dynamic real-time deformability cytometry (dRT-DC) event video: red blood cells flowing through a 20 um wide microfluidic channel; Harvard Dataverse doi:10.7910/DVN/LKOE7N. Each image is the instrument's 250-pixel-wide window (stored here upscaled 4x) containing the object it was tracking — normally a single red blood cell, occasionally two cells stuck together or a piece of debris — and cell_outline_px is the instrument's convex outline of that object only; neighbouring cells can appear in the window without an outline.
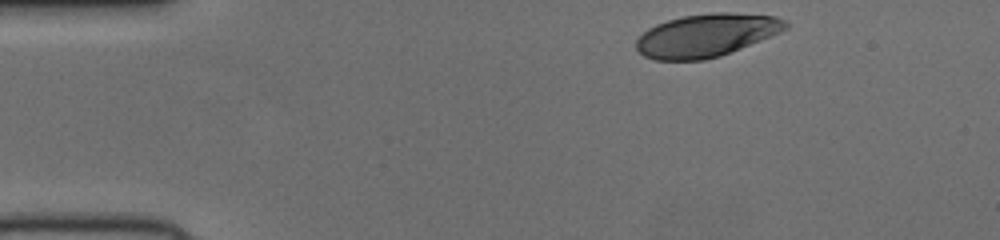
{"species": "human", "species_latin": "Homo sapiens", "temperature_condition": "cold", "stored_images_in_passage": 36, "camera_frame_rate_fps": 3000, "um_per_image_px": 0.085, "donor": {"sex": "female"}, "frame": {"image": 1, "passage_image": 1, "time_ms": 0.0, "image_size_px": [1000, 240], "cell_outline_px": [[788, 28], [780, 32], [720, 56], [704, 60], [652, 60], [644, 56], [636, 48], [636, 40], [648, 28], [656, 24], [668, 20], [684, 16], [712, 12], [732, 12], [776, 16], [784, 20], [788, 24]], "centroid_in_image_um": [60.03, 3.0], "position_along_channel_um": 25.0, "area_um2": 37.28}}
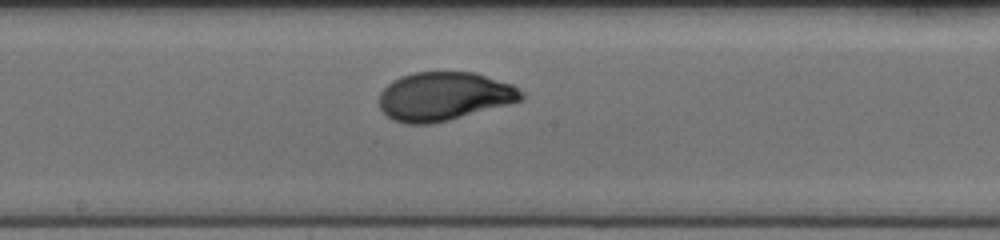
{"frame": {"image": 2, "passage_image": 21, "time_ms": 6.667, "image_size_px": [1000, 240], "cell_outline_px": [[528, 96], [524, 100], [448, 120], [432, 124], [408, 124], [392, 120], [380, 108], [380, 92], [392, 80], [400, 76], [412, 72], [476, 72], [512, 84], [524, 92]], "centroid_in_image_um": [37.77, 8.18], "position_along_channel_um": 210.4, "area_um2": 40.52}}
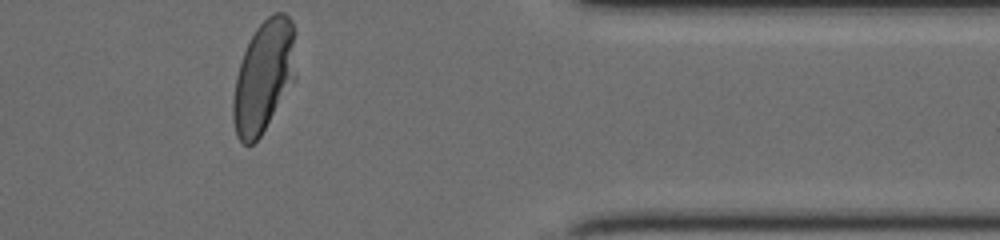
{"frame": {"image": 3, "passage_image": 36, "time_ms": 11.667, "image_size_px": [1000, 240], "cell_outline_px": [[296, 80], [260, 136], [252, 144], [244, 144], [236, 136], [232, 120], [232, 100], [236, 76], [244, 52], [256, 28], [268, 16], [276, 12], [284, 12], [292, 20], [296, 76]], "centroid_in_image_um": [22.41, 6.53], "position_along_channel_um": 389.0, "area_um2": 40.86}}